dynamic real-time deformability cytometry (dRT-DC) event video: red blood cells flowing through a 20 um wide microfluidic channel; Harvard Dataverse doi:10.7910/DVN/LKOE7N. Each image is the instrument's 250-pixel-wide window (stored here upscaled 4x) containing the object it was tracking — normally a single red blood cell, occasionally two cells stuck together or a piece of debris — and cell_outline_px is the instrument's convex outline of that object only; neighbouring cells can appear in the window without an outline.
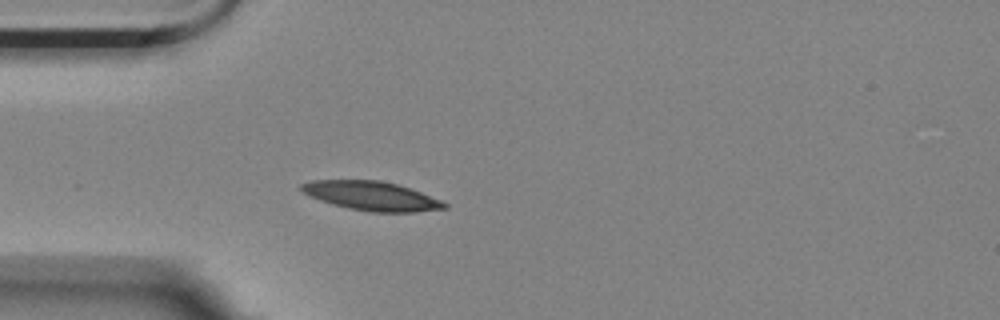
{"species": "Egyptian fruit bat (a non-hibernating species)", "species_latin": "Rousettus aegyptiacus", "temperature_condition": "room temperature", "stored_images_in_passage": 4, "camera_frame_rate_fps": 3000, "um_per_image_px": 0.085, "animal": {"sex": "female"}, "frame": {"image": 1, "passage_image": 4, "time_ms": 1.0, "image_size_px": [1000, 320], "cell_outline_px": [[448, 208], [416, 212], [368, 212], [348, 208], [332, 204], [308, 196], [300, 192], [300, 184], [312, 180], [380, 180], [396, 184], [420, 192], [440, 200], [448, 204]], "centroid_in_image_um": [31.53, 16.66], "position_along_channel_um": 53.5, "area_um2": 24.28}}